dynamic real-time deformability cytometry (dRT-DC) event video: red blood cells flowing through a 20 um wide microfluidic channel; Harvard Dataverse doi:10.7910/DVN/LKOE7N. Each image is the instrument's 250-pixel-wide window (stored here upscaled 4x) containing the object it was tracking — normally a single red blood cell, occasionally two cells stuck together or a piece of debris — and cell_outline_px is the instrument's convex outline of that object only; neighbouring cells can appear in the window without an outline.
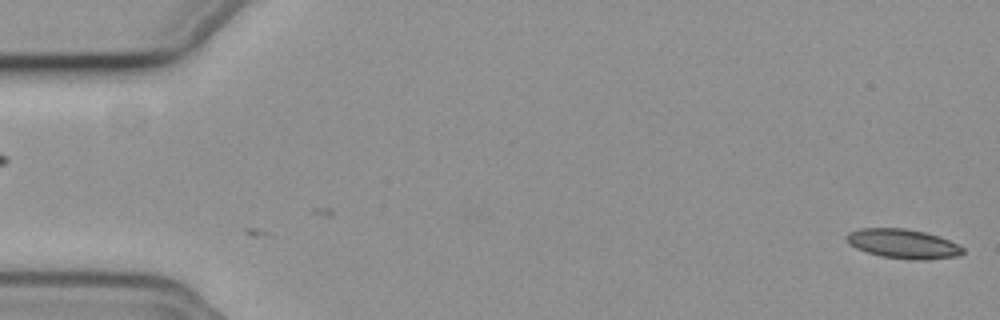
{"species": "common noctule bat (a hibernating species)", "species_latin": "Nyctalus noctula", "temperature_condition": "cold", "stored_images_in_passage": 3, "camera_frame_rate_fps": 3000, "um_per_image_px": 0.085, "animal": {"sex": "female", "body_mass_g": 19.3, "forearm_length_mm": 54.1}, "frame": {"image": 1, "passage_image": 3, "time_ms": 0.667, "image_size_px": [1000, 320], "cell_outline_px": [[964, 252], [960, 256], [928, 260], [908, 260], [880, 256], [856, 248], [848, 244], [848, 236], [852, 232], [860, 228], [904, 228], [924, 232], [940, 236], [964, 248]], "centroid_in_image_um": [76.81, 20.74], "position_along_channel_um": 8.2, "area_um2": 19.88}}